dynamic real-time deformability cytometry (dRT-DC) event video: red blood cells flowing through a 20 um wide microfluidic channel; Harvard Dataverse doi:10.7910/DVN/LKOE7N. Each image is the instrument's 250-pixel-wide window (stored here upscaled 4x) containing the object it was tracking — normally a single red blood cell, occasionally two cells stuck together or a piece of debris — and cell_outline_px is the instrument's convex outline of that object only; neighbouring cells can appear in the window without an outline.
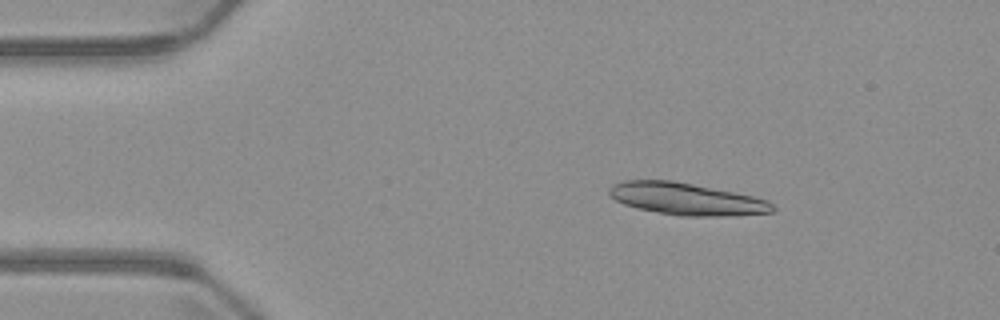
{"species": "common noctule bat (a hibernating species)", "species_latin": "Nyctalus noctula", "temperature_condition": "warm", "stored_images_in_passage": 5, "camera_frame_rate_fps": 3000, "um_per_image_px": 0.085, "animal": {"sex": "male", "body_mass_g": 23.1, "forearm_length_mm": 52.7}, "frame": {"image": 1, "passage_image": 2, "time_ms": 1.333, "image_size_px": [1000, 320], "cell_outline_px": [[776, 208], [772, 212], [724, 216], [680, 216], [636, 208], [624, 204], [616, 200], [608, 192], [608, 188], [612, 184], [624, 180], [672, 180], [752, 196], [768, 200]], "centroid_in_image_um": [58.31, 16.91], "position_along_channel_um": 26.7, "area_um2": 30.29}}